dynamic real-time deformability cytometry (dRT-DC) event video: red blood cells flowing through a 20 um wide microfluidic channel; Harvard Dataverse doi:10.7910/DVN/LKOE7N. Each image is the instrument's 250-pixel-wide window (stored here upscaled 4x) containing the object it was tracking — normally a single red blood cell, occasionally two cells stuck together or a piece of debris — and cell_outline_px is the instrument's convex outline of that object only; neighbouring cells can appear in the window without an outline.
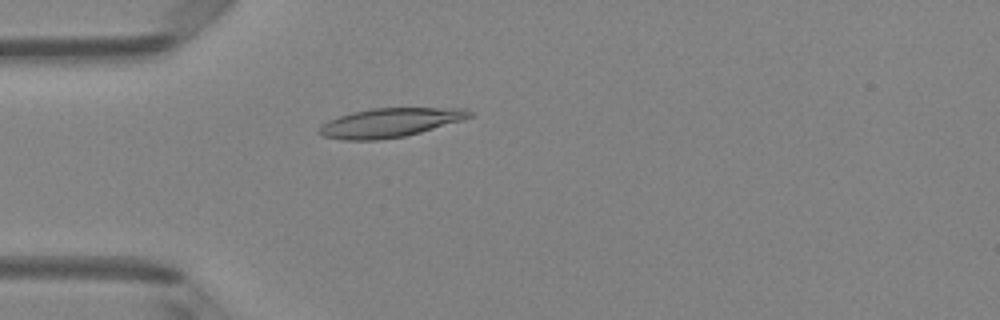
{"species": "Egyptian fruit bat (a non-hibernating species)", "species_latin": "Rousettus aegyptiacus", "temperature_condition": "room temperature", "stored_images_in_passage": 49, "camera_frame_rate_fps": 3000, "um_per_image_px": 0.085, "animal": {"sex": "female"}, "frame": {"image": 1, "passage_image": 14, "time_ms": 4.333, "image_size_px": [1000, 320], "cell_outline_px": [[472, 116], [460, 120], [420, 132], [404, 136], [376, 140], [344, 140], [324, 136], [316, 132], [328, 120], [352, 112], [372, 108], [468, 108], [472, 112]], "centroid_in_image_um": [33.12, 10.42], "position_along_channel_um": 51.9, "area_um2": 25.09}}
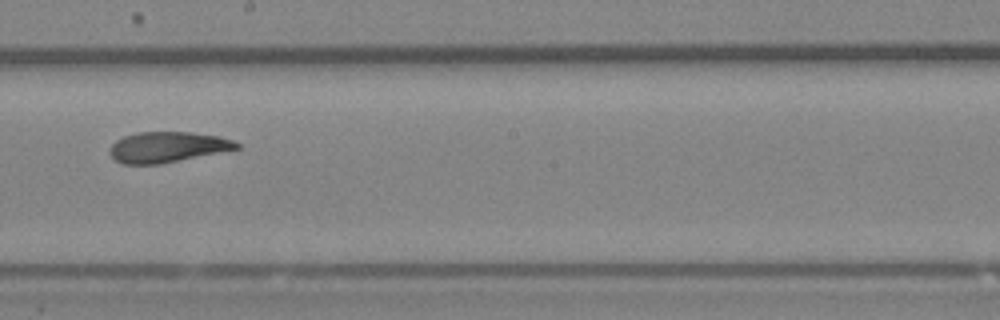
{"frame": {"image": 2, "passage_image": 28, "time_ms": 9.0, "image_size_px": [1000, 320], "cell_outline_px": [[240, 148], [160, 164], [124, 164], [116, 160], [108, 152], [112, 144], [116, 140], [124, 136], [136, 132], [188, 132], [220, 136], [232, 140], [240, 144]], "centroid_in_image_um": [14.21, 12.49], "position_along_channel_um": 234.0, "area_um2": 22.48}}
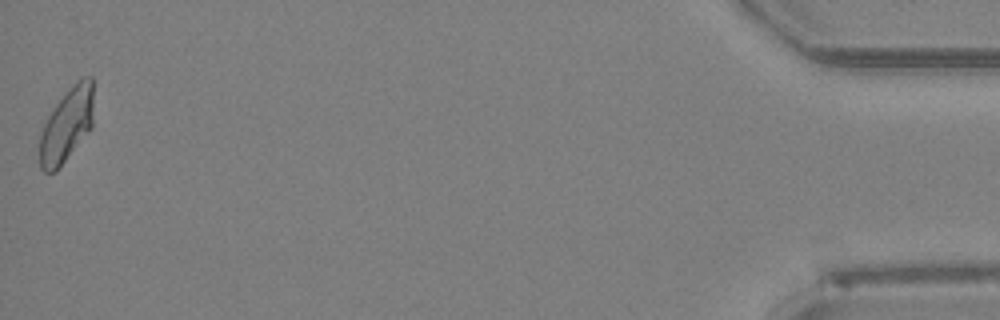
{"frame": {"image": 3, "passage_image": 49, "time_ms": 16.0, "image_size_px": [1000, 320], "cell_outline_px": [[92, 128], [56, 172], [44, 172], [40, 168], [40, 132], [48, 116], [56, 104], [72, 84], [76, 80], [84, 76], [92, 76]], "centroid_in_image_um": [5.67, 10.63], "position_along_channel_um": 429.5, "area_um2": 23.18}, "authors_computed_cell_mechanics": {"area_um2": 23.6402, "velocity_mm_per_s": 4.1344, "shape_relaxation_time_tau1_ms": null, "shape_relaxation_time_tau2_ms": 3.1522, "deformation_change_tau1": null, "deformation_change_tau2": 0.0906}}